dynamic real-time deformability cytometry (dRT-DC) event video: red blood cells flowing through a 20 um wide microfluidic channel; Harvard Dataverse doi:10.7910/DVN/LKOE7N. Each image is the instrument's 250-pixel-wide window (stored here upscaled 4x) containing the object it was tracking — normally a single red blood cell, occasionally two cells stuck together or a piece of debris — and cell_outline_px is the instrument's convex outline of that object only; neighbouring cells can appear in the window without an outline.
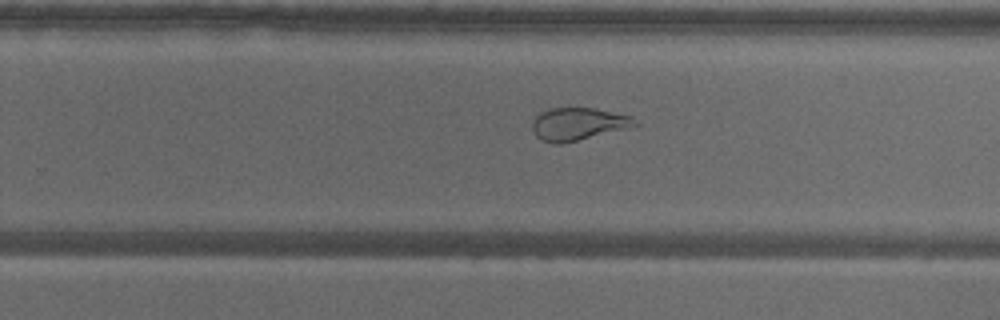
{"species": "common noctule bat (a hibernating species)", "species_latin": "Nyctalus noctula", "temperature_condition": "warm", "stored_images_in_passage": 56, "camera_frame_rate_fps": 3000, "um_per_image_px": 0.085, "animal": {"sex": "male", "body_mass_g": 18.8}, "frame": {"image": 1, "passage_image": 36, "time_ms": 11.667, "image_size_px": [1000, 320], "cell_outline_px": [[640, 124], [560, 144], [556, 144], [540, 140], [536, 136], [532, 128], [532, 120], [540, 112], [548, 108], [596, 108], [632, 116]], "centroid_in_image_um": [49.09, 10.52], "position_along_channel_um": 280.7, "area_um2": 19.25}}
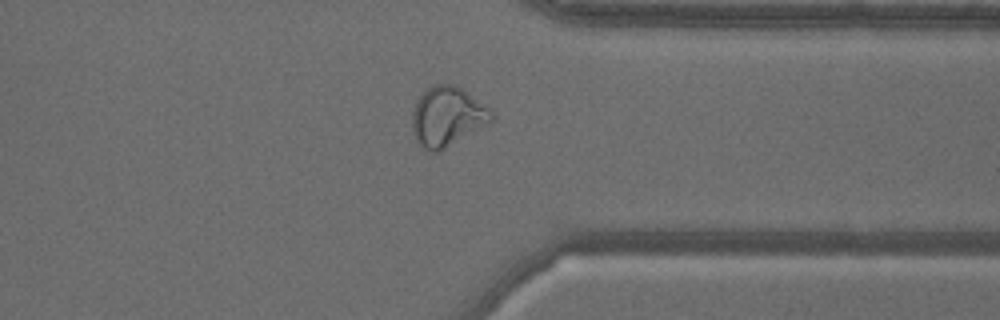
{"frame": {"image": 2, "passage_image": 44, "time_ms": 14.333, "image_size_px": [1000, 320], "cell_outline_px": [[492, 120], [440, 152], [432, 152], [424, 148], [416, 140], [412, 128], [412, 112], [420, 96], [432, 84], [452, 84], [464, 88], [492, 108]], "centroid_in_image_um": [38.03, 9.88], "position_along_channel_um": 373.4, "area_um2": 27.51}}
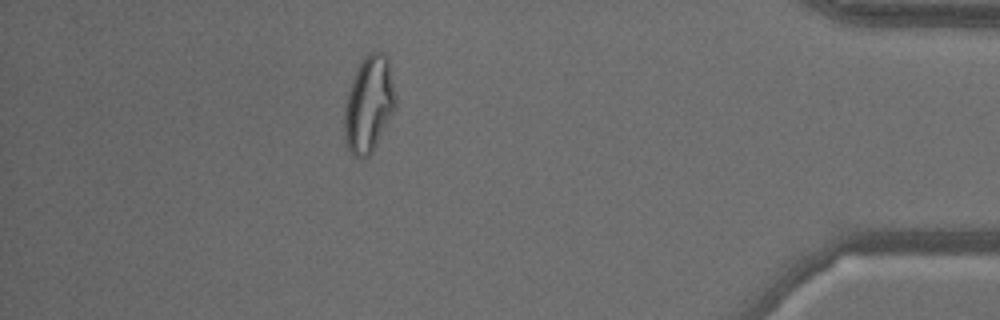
{"frame": {"image": 3, "passage_image": 50, "time_ms": 16.333, "image_size_px": [1000, 320], "cell_outline_px": [[396, 108], [372, 152], [368, 156], [352, 156], [348, 148], [344, 136], [344, 108], [348, 92], [352, 80], [364, 56], [368, 52], [376, 48], [384, 52], [388, 56], [396, 96]], "centroid_in_image_um": [31.37, 8.81], "position_along_channel_um": 403.8, "area_um2": 28.96}, "authors_computed_cell_mechanics": {"area_um2": 27.5706, "velocity_mm_per_s": 3.5845, "shape_relaxation_time_tau1_ms": null, "shape_relaxation_time_tau2_ms": 1.3593, "deformation_change_tau1": null, "deformation_change_tau2": 0.0919}}